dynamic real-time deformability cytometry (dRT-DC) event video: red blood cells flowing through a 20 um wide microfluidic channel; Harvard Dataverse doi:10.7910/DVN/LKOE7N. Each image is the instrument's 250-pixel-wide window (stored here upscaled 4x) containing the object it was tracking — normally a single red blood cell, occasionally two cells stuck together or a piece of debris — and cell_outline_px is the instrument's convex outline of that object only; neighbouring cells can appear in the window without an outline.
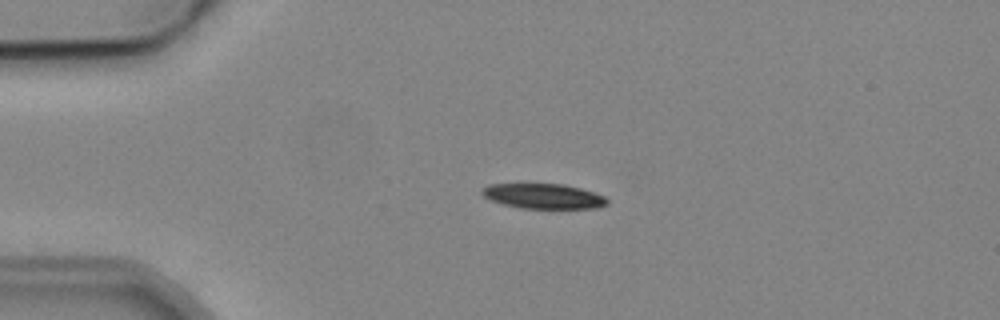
{"species": "common noctule bat (a hibernating species)", "species_latin": "Nyctalus noctula", "temperature_condition": "cold", "stored_images_in_passage": 5, "camera_frame_rate_fps": 3000, "um_per_image_px": 0.085, "animal": {"sex": "male", "body_mass_g": 19.2, "forearm_length_mm": 51.8}, "frame": {"image": 1, "passage_image": 4, "time_ms": 4.0, "image_size_px": [1000, 320], "cell_outline_px": [[608, 204], [596, 208], [520, 208], [500, 204], [488, 200], [480, 192], [488, 184], [564, 184], [580, 188], [604, 196], [608, 200]], "centroid_in_image_um": [46.15, 16.68], "position_along_channel_um": 38.8, "area_um2": 18.26}}